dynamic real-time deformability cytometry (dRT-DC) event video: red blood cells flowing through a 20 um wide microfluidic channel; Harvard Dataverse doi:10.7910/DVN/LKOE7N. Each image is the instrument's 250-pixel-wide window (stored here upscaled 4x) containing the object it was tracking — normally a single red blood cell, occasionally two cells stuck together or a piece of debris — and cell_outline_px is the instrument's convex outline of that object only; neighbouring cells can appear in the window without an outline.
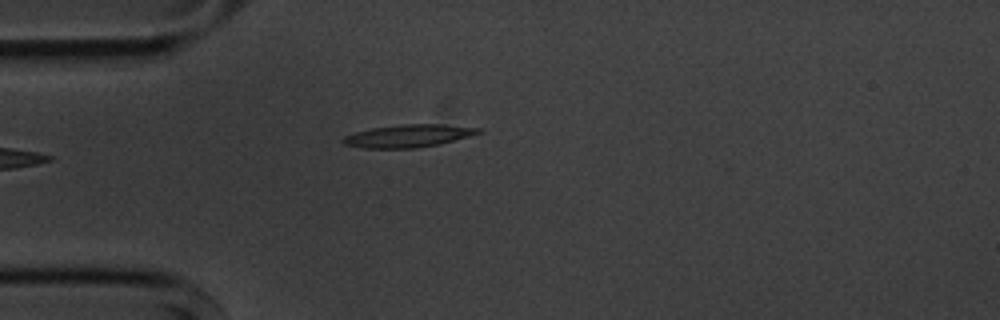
{"species": "common noctule bat (a hibernating species)", "species_latin": "Nyctalus noctula", "temperature_condition": "cold", "stored_images_in_passage": 5, "camera_frame_rate_fps": 3000, "um_per_image_px": 0.085, "animal": {"sex": "male", "body_mass_g": 20.1, "forearm_length_mm": 53.5}, "frame": {"image": 1, "passage_image": 5, "time_ms": 4.667, "image_size_px": [1000, 320], "cell_outline_px": [[484, 132], [472, 136], [440, 144], [416, 148], [364, 148], [344, 144], [340, 140], [344, 136], [356, 132], [372, 128], [404, 124], [444, 124], [480, 128]], "centroid_in_image_um": [34.76, 11.55], "position_along_channel_um": 50.2, "area_um2": 17.98}}